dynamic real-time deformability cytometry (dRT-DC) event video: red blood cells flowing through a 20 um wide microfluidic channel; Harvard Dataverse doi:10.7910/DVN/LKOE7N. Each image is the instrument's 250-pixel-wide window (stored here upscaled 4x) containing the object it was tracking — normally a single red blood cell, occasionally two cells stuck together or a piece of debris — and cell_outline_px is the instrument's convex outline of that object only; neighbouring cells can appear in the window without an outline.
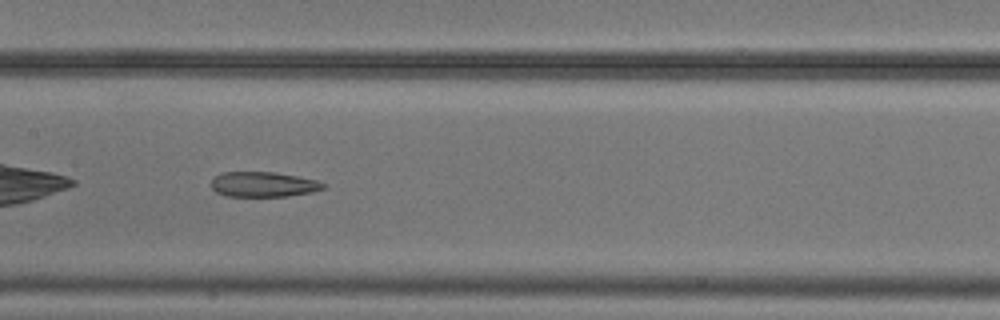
{"species": "common noctule bat (a hibernating species)", "species_latin": "Nyctalus noctula", "temperature_condition": "cold", "stored_images_in_passage": 37, "camera_frame_rate_fps": 3000, "um_per_image_px": 0.085, "animal": {"sex": "male", "body_mass_g": 20.5, "forearm_length_mm": 52.5}, "frame": {"image": 1, "passage_image": 11, "time_ms": 3.333, "image_size_px": [1000, 320], "cell_outline_px": [[328, 184], [324, 188], [312, 192], [288, 196], [228, 196], [216, 192], [212, 188], [212, 180], [216, 176], [224, 172], [272, 172], [296, 176], [316, 180]], "centroid_in_image_um": [22.41, 15.67], "position_along_channel_um": 185.0, "area_um2": 16.24}}
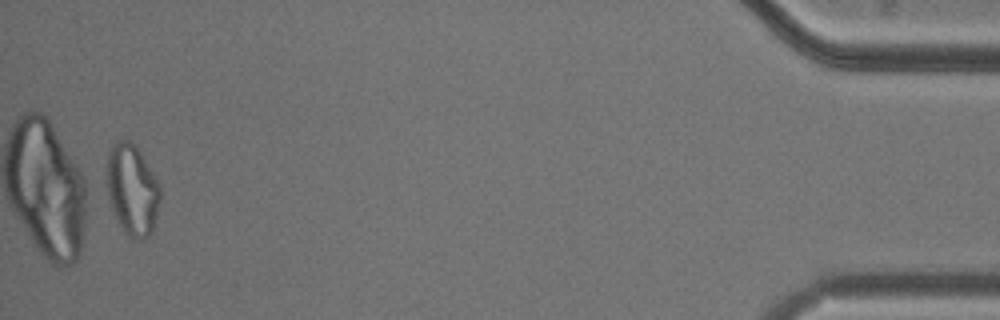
{"frame": {"image": 2, "passage_image": 37, "time_ms": 12.0, "image_size_px": [1000, 320], "cell_outline_px": [[160, 200], [152, 232], [148, 236], [140, 240], [132, 240], [124, 232], [108, 200], [104, 168], [108, 152], [112, 144], [116, 140], [128, 140], [140, 152], [160, 184]], "centroid_in_image_um": [11.2, 16.12], "position_along_channel_um": 424.0, "area_um2": 28.73}, "authors_computed_cell_mechanics": {"area_um2": 19.4786, "velocity_mm_per_s": 3.7066, "shape_relaxation_time_tau1_ms": null, "shape_relaxation_time_tau2_ms": 5.2293, "deformation_change_tau1": null, "deformation_change_tau2": 0.1512}}